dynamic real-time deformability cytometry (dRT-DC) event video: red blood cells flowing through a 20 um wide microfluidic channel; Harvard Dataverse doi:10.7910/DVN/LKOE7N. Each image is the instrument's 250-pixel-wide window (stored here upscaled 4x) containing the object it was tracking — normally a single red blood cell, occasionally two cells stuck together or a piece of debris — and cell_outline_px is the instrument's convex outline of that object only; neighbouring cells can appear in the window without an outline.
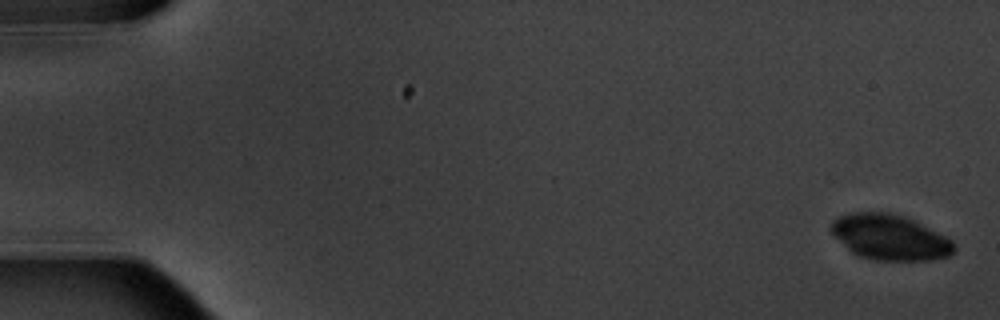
{"species": "common noctule bat (a hibernating species)", "species_latin": "Nyctalus noctula", "temperature_condition": "warm", "stored_images_in_passage": 6, "camera_frame_rate_fps": 3000, "um_per_image_px": 0.085, "animal": {"sex": "male", "body_mass_g": 20.1, "forearm_length_mm": 53.5}, "frame": {"image": 1, "passage_image": 1, "time_ms": 0.0, "image_size_px": [1000, 320], "cell_outline_px": [[956, 248], [948, 256], [928, 260], [876, 260], [860, 256], [852, 252], [828, 228], [832, 220], [848, 212], [888, 212], [904, 216], [952, 240], [956, 244]], "centroid_in_image_um": [75.62, 20.16], "position_along_channel_um": 9.4, "area_um2": 32.14}}